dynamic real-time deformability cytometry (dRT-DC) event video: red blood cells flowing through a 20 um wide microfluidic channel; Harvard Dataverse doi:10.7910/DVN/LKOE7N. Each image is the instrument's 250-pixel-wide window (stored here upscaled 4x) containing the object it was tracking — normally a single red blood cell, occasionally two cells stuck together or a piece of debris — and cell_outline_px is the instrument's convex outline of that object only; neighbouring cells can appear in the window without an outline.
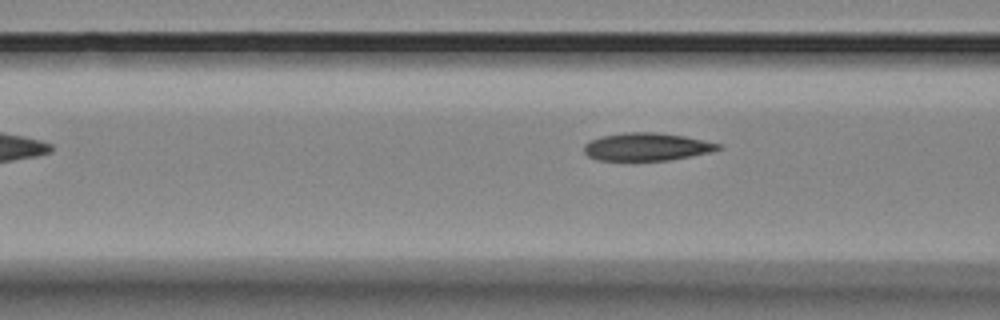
{"species": "Egyptian fruit bat (a non-hibernating species)", "species_latin": "Rousettus aegyptiacus", "temperature_condition": "room temperature", "stored_images_in_passage": 3, "camera_frame_rate_fps": 3000, "um_per_image_px": 0.085, "animal": {"sex": "female"}, "frame": {"image": 1, "passage_image": 3, "time_ms": 2.333, "image_size_px": [1000, 320], "cell_outline_px": [[724, 148], [712, 152], [692, 156], [668, 160], [596, 160], [588, 156], [584, 152], [584, 144], [600, 136], [624, 132], [656, 132], [684, 136], [720, 144]], "centroid_in_image_um": [54.98, 12.47], "position_along_channel_um": 111.6, "area_um2": 21.79}}